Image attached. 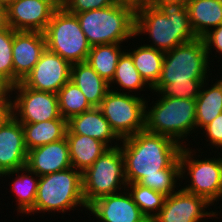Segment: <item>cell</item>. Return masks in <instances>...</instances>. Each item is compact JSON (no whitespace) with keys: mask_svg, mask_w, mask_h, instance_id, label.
Segmentation results:
<instances>
[{"mask_svg":"<svg viewBox=\"0 0 222 222\" xmlns=\"http://www.w3.org/2000/svg\"><path fill=\"white\" fill-rule=\"evenodd\" d=\"M148 35L150 44L167 52L180 44L196 39L187 7L180 2L146 1L136 8L135 36Z\"/></svg>","mask_w":222,"mask_h":222,"instance_id":"2","label":"cell"},{"mask_svg":"<svg viewBox=\"0 0 222 222\" xmlns=\"http://www.w3.org/2000/svg\"><path fill=\"white\" fill-rule=\"evenodd\" d=\"M213 61L209 60L202 38L180 44L165 52L162 71L156 84L207 81L212 74L210 65Z\"/></svg>","mask_w":222,"mask_h":222,"instance_id":"7","label":"cell"},{"mask_svg":"<svg viewBox=\"0 0 222 222\" xmlns=\"http://www.w3.org/2000/svg\"><path fill=\"white\" fill-rule=\"evenodd\" d=\"M24 130L25 145L31 150L66 137L67 120L54 119L38 123H21Z\"/></svg>","mask_w":222,"mask_h":222,"instance_id":"25","label":"cell"},{"mask_svg":"<svg viewBox=\"0 0 222 222\" xmlns=\"http://www.w3.org/2000/svg\"><path fill=\"white\" fill-rule=\"evenodd\" d=\"M150 1L180 2V3H183L186 6L191 0H150Z\"/></svg>","mask_w":222,"mask_h":222,"instance_id":"40","label":"cell"},{"mask_svg":"<svg viewBox=\"0 0 222 222\" xmlns=\"http://www.w3.org/2000/svg\"><path fill=\"white\" fill-rule=\"evenodd\" d=\"M14 0H0V4L4 6H8L10 3H12Z\"/></svg>","mask_w":222,"mask_h":222,"instance_id":"41","label":"cell"},{"mask_svg":"<svg viewBox=\"0 0 222 222\" xmlns=\"http://www.w3.org/2000/svg\"><path fill=\"white\" fill-rule=\"evenodd\" d=\"M12 85L0 74V102H10Z\"/></svg>","mask_w":222,"mask_h":222,"instance_id":"36","label":"cell"},{"mask_svg":"<svg viewBox=\"0 0 222 222\" xmlns=\"http://www.w3.org/2000/svg\"><path fill=\"white\" fill-rule=\"evenodd\" d=\"M70 81L79 87L92 107H99L109 90V83L87 61L72 64Z\"/></svg>","mask_w":222,"mask_h":222,"instance_id":"20","label":"cell"},{"mask_svg":"<svg viewBox=\"0 0 222 222\" xmlns=\"http://www.w3.org/2000/svg\"><path fill=\"white\" fill-rule=\"evenodd\" d=\"M46 48L44 33L14 30L12 46L14 85L22 82L32 71Z\"/></svg>","mask_w":222,"mask_h":222,"instance_id":"17","label":"cell"},{"mask_svg":"<svg viewBox=\"0 0 222 222\" xmlns=\"http://www.w3.org/2000/svg\"><path fill=\"white\" fill-rule=\"evenodd\" d=\"M126 51L131 55L141 77L152 88L160 78L165 53L145 44L136 45L132 51L127 48Z\"/></svg>","mask_w":222,"mask_h":222,"instance_id":"27","label":"cell"},{"mask_svg":"<svg viewBox=\"0 0 222 222\" xmlns=\"http://www.w3.org/2000/svg\"><path fill=\"white\" fill-rule=\"evenodd\" d=\"M205 43V48L210 59V54L212 55V51L216 50L215 55L219 53L218 59L221 58L222 55V24L210 30L206 35L202 37Z\"/></svg>","mask_w":222,"mask_h":222,"instance_id":"35","label":"cell"},{"mask_svg":"<svg viewBox=\"0 0 222 222\" xmlns=\"http://www.w3.org/2000/svg\"><path fill=\"white\" fill-rule=\"evenodd\" d=\"M72 167L80 172L89 168L108 147L90 136L66 134Z\"/></svg>","mask_w":222,"mask_h":222,"instance_id":"23","label":"cell"},{"mask_svg":"<svg viewBox=\"0 0 222 222\" xmlns=\"http://www.w3.org/2000/svg\"><path fill=\"white\" fill-rule=\"evenodd\" d=\"M10 114V102H0V124Z\"/></svg>","mask_w":222,"mask_h":222,"instance_id":"38","label":"cell"},{"mask_svg":"<svg viewBox=\"0 0 222 222\" xmlns=\"http://www.w3.org/2000/svg\"><path fill=\"white\" fill-rule=\"evenodd\" d=\"M87 210L92 214L90 216L94 215L97 222H150L127 189L97 199Z\"/></svg>","mask_w":222,"mask_h":222,"instance_id":"16","label":"cell"},{"mask_svg":"<svg viewBox=\"0 0 222 222\" xmlns=\"http://www.w3.org/2000/svg\"><path fill=\"white\" fill-rule=\"evenodd\" d=\"M203 131V133H202ZM201 131V134H205L206 146L210 148H216L217 151L222 150V112L208 125H206ZM213 146V147H212ZM222 152V151H221Z\"/></svg>","mask_w":222,"mask_h":222,"instance_id":"34","label":"cell"},{"mask_svg":"<svg viewBox=\"0 0 222 222\" xmlns=\"http://www.w3.org/2000/svg\"><path fill=\"white\" fill-rule=\"evenodd\" d=\"M26 166L39 177L72 167L66 137L28 150Z\"/></svg>","mask_w":222,"mask_h":222,"instance_id":"18","label":"cell"},{"mask_svg":"<svg viewBox=\"0 0 222 222\" xmlns=\"http://www.w3.org/2000/svg\"><path fill=\"white\" fill-rule=\"evenodd\" d=\"M67 128L66 134L90 136L103 142L108 148L119 146L121 142L99 107H92L82 114L71 117L67 120Z\"/></svg>","mask_w":222,"mask_h":222,"instance_id":"19","label":"cell"},{"mask_svg":"<svg viewBox=\"0 0 222 222\" xmlns=\"http://www.w3.org/2000/svg\"><path fill=\"white\" fill-rule=\"evenodd\" d=\"M222 74V73H221ZM216 81L221 85V87H222V75L220 76V78L219 79H217L216 78Z\"/></svg>","mask_w":222,"mask_h":222,"instance_id":"42","label":"cell"},{"mask_svg":"<svg viewBox=\"0 0 222 222\" xmlns=\"http://www.w3.org/2000/svg\"><path fill=\"white\" fill-rule=\"evenodd\" d=\"M14 30L9 27L0 31V74L14 86V68L12 58Z\"/></svg>","mask_w":222,"mask_h":222,"instance_id":"32","label":"cell"},{"mask_svg":"<svg viewBox=\"0 0 222 222\" xmlns=\"http://www.w3.org/2000/svg\"><path fill=\"white\" fill-rule=\"evenodd\" d=\"M121 44H102L90 48L87 62L108 83L114 78L119 57L126 50Z\"/></svg>","mask_w":222,"mask_h":222,"instance_id":"28","label":"cell"},{"mask_svg":"<svg viewBox=\"0 0 222 222\" xmlns=\"http://www.w3.org/2000/svg\"><path fill=\"white\" fill-rule=\"evenodd\" d=\"M204 81L172 82L171 84H155L151 92L163 97L195 99L198 97Z\"/></svg>","mask_w":222,"mask_h":222,"instance_id":"31","label":"cell"},{"mask_svg":"<svg viewBox=\"0 0 222 222\" xmlns=\"http://www.w3.org/2000/svg\"><path fill=\"white\" fill-rule=\"evenodd\" d=\"M9 27L7 7L0 4V31L6 30Z\"/></svg>","mask_w":222,"mask_h":222,"instance_id":"37","label":"cell"},{"mask_svg":"<svg viewBox=\"0 0 222 222\" xmlns=\"http://www.w3.org/2000/svg\"><path fill=\"white\" fill-rule=\"evenodd\" d=\"M57 96L60 115L66 120L92 108L86 96L71 81L58 91Z\"/></svg>","mask_w":222,"mask_h":222,"instance_id":"29","label":"cell"},{"mask_svg":"<svg viewBox=\"0 0 222 222\" xmlns=\"http://www.w3.org/2000/svg\"><path fill=\"white\" fill-rule=\"evenodd\" d=\"M109 89L99 106L111 129L120 138L145 130L146 97Z\"/></svg>","mask_w":222,"mask_h":222,"instance_id":"10","label":"cell"},{"mask_svg":"<svg viewBox=\"0 0 222 222\" xmlns=\"http://www.w3.org/2000/svg\"><path fill=\"white\" fill-rule=\"evenodd\" d=\"M126 189L141 212L151 222L162 209L166 196L139 183L127 184Z\"/></svg>","mask_w":222,"mask_h":222,"instance_id":"30","label":"cell"},{"mask_svg":"<svg viewBox=\"0 0 222 222\" xmlns=\"http://www.w3.org/2000/svg\"><path fill=\"white\" fill-rule=\"evenodd\" d=\"M210 206L213 205L205 198L180 188L166 196L162 209L151 222H207L205 220L212 219V217L219 219L222 209L220 212L218 210L210 211Z\"/></svg>","mask_w":222,"mask_h":222,"instance_id":"12","label":"cell"},{"mask_svg":"<svg viewBox=\"0 0 222 222\" xmlns=\"http://www.w3.org/2000/svg\"><path fill=\"white\" fill-rule=\"evenodd\" d=\"M157 96L156 103L153 100L150 107V99L146 98L145 130L170 137L182 147L187 146L188 136L196 133L195 99Z\"/></svg>","mask_w":222,"mask_h":222,"instance_id":"4","label":"cell"},{"mask_svg":"<svg viewBox=\"0 0 222 222\" xmlns=\"http://www.w3.org/2000/svg\"><path fill=\"white\" fill-rule=\"evenodd\" d=\"M10 113L20 123H38L47 120L64 119L59 112L56 93L28 88L22 82L12 86Z\"/></svg>","mask_w":222,"mask_h":222,"instance_id":"11","label":"cell"},{"mask_svg":"<svg viewBox=\"0 0 222 222\" xmlns=\"http://www.w3.org/2000/svg\"><path fill=\"white\" fill-rule=\"evenodd\" d=\"M116 1L120 3L129 4L137 8L141 3L146 2L148 0H116Z\"/></svg>","mask_w":222,"mask_h":222,"instance_id":"39","label":"cell"},{"mask_svg":"<svg viewBox=\"0 0 222 222\" xmlns=\"http://www.w3.org/2000/svg\"><path fill=\"white\" fill-rule=\"evenodd\" d=\"M16 174V175H15ZM13 177L10 187L16 195L17 210L20 214H29L34 209V203L36 201L39 176L31 171L27 166L19 168L14 171H7L0 175V179L3 177Z\"/></svg>","mask_w":222,"mask_h":222,"instance_id":"21","label":"cell"},{"mask_svg":"<svg viewBox=\"0 0 222 222\" xmlns=\"http://www.w3.org/2000/svg\"><path fill=\"white\" fill-rule=\"evenodd\" d=\"M209 81L203 82L199 95L195 100L196 132L200 130L198 134L222 112V87L215 79L212 80V76L210 87Z\"/></svg>","mask_w":222,"mask_h":222,"instance_id":"24","label":"cell"},{"mask_svg":"<svg viewBox=\"0 0 222 222\" xmlns=\"http://www.w3.org/2000/svg\"><path fill=\"white\" fill-rule=\"evenodd\" d=\"M190 148L183 146L179 154L180 182L186 179V184L189 183L181 188L205 198L211 205L222 201V154L201 159L200 155L197 156L196 150Z\"/></svg>","mask_w":222,"mask_h":222,"instance_id":"6","label":"cell"},{"mask_svg":"<svg viewBox=\"0 0 222 222\" xmlns=\"http://www.w3.org/2000/svg\"><path fill=\"white\" fill-rule=\"evenodd\" d=\"M186 7L197 38L222 24V0H191Z\"/></svg>","mask_w":222,"mask_h":222,"instance_id":"22","label":"cell"},{"mask_svg":"<svg viewBox=\"0 0 222 222\" xmlns=\"http://www.w3.org/2000/svg\"><path fill=\"white\" fill-rule=\"evenodd\" d=\"M46 47L71 64L87 61L91 46L82 31L76 14L59 6L44 32Z\"/></svg>","mask_w":222,"mask_h":222,"instance_id":"9","label":"cell"},{"mask_svg":"<svg viewBox=\"0 0 222 222\" xmlns=\"http://www.w3.org/2000/svg\"><path fill=\"white\" fill-rule=\"evenodd\" d=\"M82 181L83 198L87 207L101 197L126 190L127 180L120 145L106 149L82 173Z\"/></svg>","mask_w":222,"mask_h":222,"instance_id":"8","label":"cell"},{"mask_svg":"<svg viewBox=\"0 0 222 222\" xmlns=\"http://www.w3.org/2000/svg\"><path fill=\"white\" fill-rule=\"evenodd\" d=\"M72 64L47 48L22 83L38 91L58 93L71 77Z\"/></svg>","mask_w":222,"mask_h":222,"instance_id":"13","label":"cell"},{"mask_svg":"<svg viewBox=\"0 0 222 222\" xmlns=\"http://www.w3.org/2000/svg\"><path fill=\"white\" fill-rule=\"evenodd\" d=\"M81 211L88 208L83 198L82 172L73 167L39 177L34 209L29 213L45 214ZM51 211V212H50ZM53 211V212H52Z\"/></svg>","mask_w":222,"mask_h":222,"instance_id":"5","label":"cell"},{"mask_svg":"<svg viewBox=\"0 0 222 222\" xmlns=\"http://www.w3.org/2000/svg\"><path fill=\"white\" fill-rule=\"evenodd\" d=\"M59 0H14L7 6L8 23L15 31L44 33Z\"/></svg>","mask_w":222,"mask_h":222,"instance_id":"14","label":"cell"},{"mask_svg":"<svg viewBox=\"0 0 222 222\" xmlns=\"http://www.w3.org/2000/svg\"><path fill=\"white\" fill-rule=\"evenodd\" d=\"M117 3L116 0H61L60 4L70 13L102 9Z\"/></svg>","mask_w":222,"mask_h":222,"instance_id":"33","label":"cell"},{"mask_svg":"<svg viewBox=\"0 0 222 222\" xmlns=\"http://www.w3.org/2000/svg\"><path fill=\"white\" fill-rule=\"evenodd\" d=\"M22 124L10 113L0 124V175L27 164Z\"/></svg>","mask_w":222,"mask_h":222,"instance_id":"15","label":"cell"},{"mask_svg":"<svg viewBox=\"0 0 222 222\" xmlns=\"http://www.w3.org/2000/svg\"><path fill=\"white\" fill-rule=\"evenodd\" d=\"M114 83L116 85L118 84L117 87H115L116 85ZM118 86L120 89L118 88ZM144 87L145 89L147 88L150 91L152 90V88L145 82V80L141 77L140 73L134 66L131 55L125 50L119 57L114 73V78L109 83V89L116 92L122 91V93L128 94H130L131 92V94L136 95L137 93V96H139L140 94H138V91L139 93L141 91H145ZM115 88L118 89L116 90ZM126 90L128 92H126Z\"/></svg>","mask_w":222,"mask_h":222,"instance_id":"26","label":"cell"},{"mask_svg":"<svg viewBox=\"0 0 222 222\" xmlns=\"http://www.w3.org/2000/svg\"><path fill=\"white\" fill-rule=\"evenodd\" d=\"M136 8L117 2L102 9L76 14L89 45L128 42L135 36Z\"/></svg>","mask_w":222,"mask_h":222,"instance_id":"3","label":"cell"},{"mask_svg":"<svg viewBox=\"0 0 222 222\" xmlns=\"http://www.w3.org/2000/svg\"><path fill=\"white\" fill-rule=\"evenodd\" d=\"M120 148L127 184L139 183L165 196L181 186L182 146L172 138L143 130L121 139Z\"/></svg>","mask_w":222,"mask_h":222,"instance_id":"1","label":"cell"}]
</instances>
